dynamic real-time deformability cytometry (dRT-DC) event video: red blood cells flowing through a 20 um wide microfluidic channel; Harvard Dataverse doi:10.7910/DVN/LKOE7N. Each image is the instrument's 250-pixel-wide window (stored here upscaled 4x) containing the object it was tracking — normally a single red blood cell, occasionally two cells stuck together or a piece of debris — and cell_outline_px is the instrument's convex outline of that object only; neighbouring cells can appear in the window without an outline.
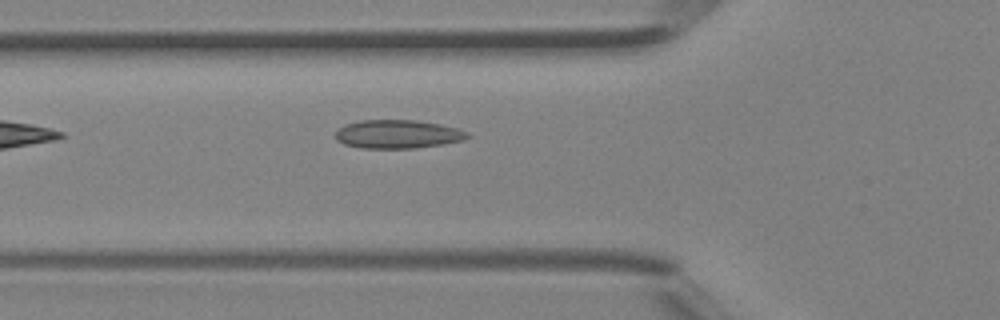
{"species": "Egyptian fruit bat (a non-hibernating species)", "species_latin": "Rousettus aegyptiacus", "temperature_condition": "room temperature", "stored_images_in_passage": 3, "camera_frame_rate_fps": 3000, "um_per_image_px": 0.085, "animal": {"sex": "female"}, "frame": {"image": 1, "passage_image": 3, "time_ms": 0.667, "image_size_px": [1000, 320], "cell_outline_px": [[472, 136], [464, 140], [416, 148], [360, 148], [344, 144], [336, 140], [336, 132], [344, 124], [360, 120], [416, 120], [440, 124], [456, 128], [468, 132]], "centroid_in_image_um": [33.8, 11.4], "position_along_channel_um": 92.0, "area_um2": 21.96}}